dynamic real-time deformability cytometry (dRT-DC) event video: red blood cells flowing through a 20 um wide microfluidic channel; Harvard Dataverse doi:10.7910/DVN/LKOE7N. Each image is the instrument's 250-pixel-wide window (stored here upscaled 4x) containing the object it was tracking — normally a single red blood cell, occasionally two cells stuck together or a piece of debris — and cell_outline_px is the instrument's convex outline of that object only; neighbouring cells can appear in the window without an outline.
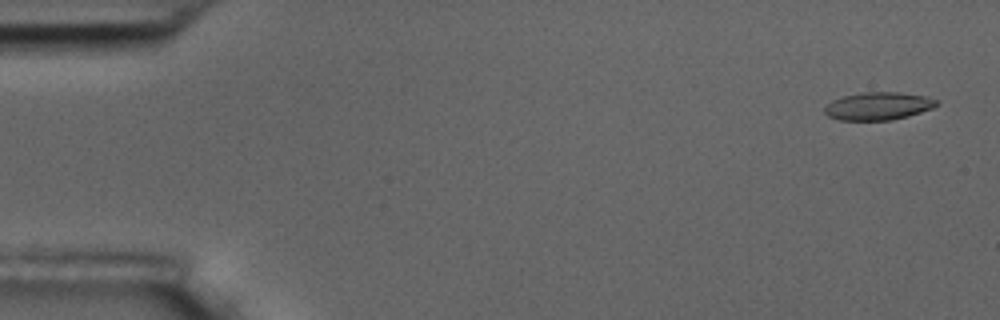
{"species": "common noctule bat (a hibernating species)", "species_latin": "Nyctalus noctula", "temperature_condition": "room temperature", "stored_images_in_passage": 15, "camera_frame_rate_fps": 3000, "um_per_image_px": 0.085, "animal": {"sex": "male", "body_mass_g": 17.5, "forearm_length_mm": 52.3}, "frame": {"image": 1, "passage_image": 3, "time_ms": 0.667, "image_size_px": [1000, 320], "cell_outline_px": [[940, 104], [932, 108], [908, 116], [892, 120], [840, 120], [828, 116], [824, 112], [824, 108], [832, 100], [844, 96], [860, 92], [900, 92], [928, 96], [936, 100]], "centroid_in_image_um": [74.66, 9.01], "position_along_channel_um": 10.3, "area_um2": 18.21}}